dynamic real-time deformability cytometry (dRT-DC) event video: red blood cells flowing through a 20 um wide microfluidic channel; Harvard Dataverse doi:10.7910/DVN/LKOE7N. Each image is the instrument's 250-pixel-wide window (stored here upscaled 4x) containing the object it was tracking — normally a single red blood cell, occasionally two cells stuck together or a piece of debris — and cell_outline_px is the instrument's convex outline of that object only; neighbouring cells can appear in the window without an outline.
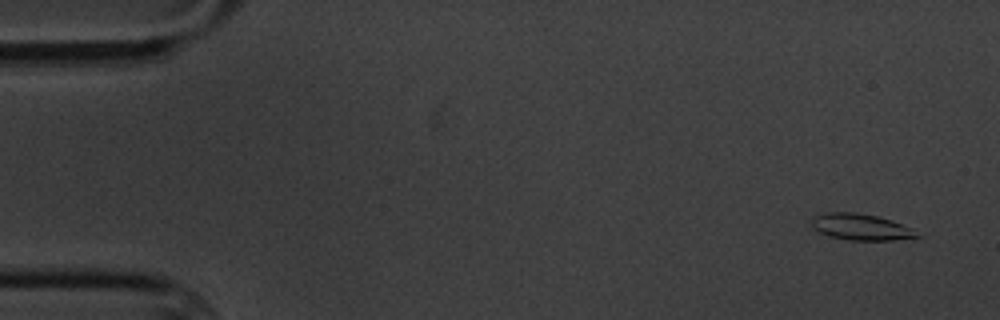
{"species": "common noctule bat (a hibernating species)", "species_latin": "Nyctalus noctula", "temperature_condition": "cold", "stored_images_in_passage": 6, "camera_frame_rate_fps": 3000, "um_per_image_px": 0.085, "animal": {"sex": "male", "body_mass_g": 20.1, "forearm_length_mm": 53.5}, "frame": {"image": 1, "passage_image": 1, "time_ms": 0.0, "image_size_px": [1000, 320], "cell_outline_px": [[920, 236], [892, 240], [848, 240], [828, 236], [812, 228], [812, 216], [828, 212], [856, 212], [876, 216], [892, 220], [912, 228]], "centroid_in_image_um": [73.13, 19.29], "position_along_channel_um": 11.9, "area_um2": 16.13}}